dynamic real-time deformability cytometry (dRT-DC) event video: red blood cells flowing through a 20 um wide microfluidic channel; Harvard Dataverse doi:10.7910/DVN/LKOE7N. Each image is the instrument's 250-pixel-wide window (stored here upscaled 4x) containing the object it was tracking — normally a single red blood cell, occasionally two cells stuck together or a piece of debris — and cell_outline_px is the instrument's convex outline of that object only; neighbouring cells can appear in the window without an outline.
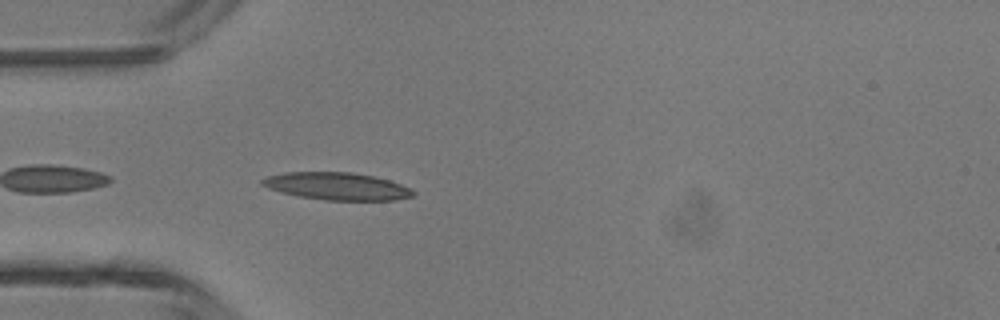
{"species": "common noctule bat (a hibernating species)", "species_latin": "Nyctalus noctula", "temperature_condition": "room temperature", "stored_images_in_passage": 22, "camera_frame_rate_fps": 3000, "um_per_image_px": 0.085, "animal": {"sex": "male", "body_mass_g": 13.3}, "frame": {"image": 1, "passage_image": 2, "time_ms": 0.333, "image_size_px": [1000, 320], "cell_outline_px": [[416, 192], [412, 196], [396, 200], [324, 200], [300, 196], [280, 192], [268, 188], [260, 184], [260, 180], [268, 176], [284, 172], [352, 172], [372, 176], [388, 180], [400, 184]], "centroid_in_image_um": [28.6, 15.83], "position_along_channel_um": 56.4, "area_um2": 23.99}}
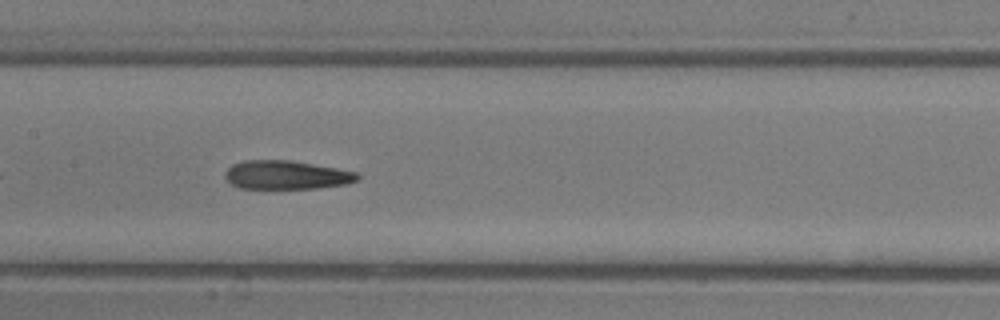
{"frame": {"image": 2, "passage_image": 11, "time_ms": 3.333, "image_size_px": [1000, 320], "cell_outline_px": [[360, 176], [356, 180], [348, 184], [316, 188], [240, 188], [232, 184], [224, 176], [224, 172], [232, 164], [244, 160], [288, 160], [336, 168], [356, 172]], "centroid_in_image_um": [24.32, 14.87], "position_along_channel_um": 183.1, "area_um2": 21.96}}
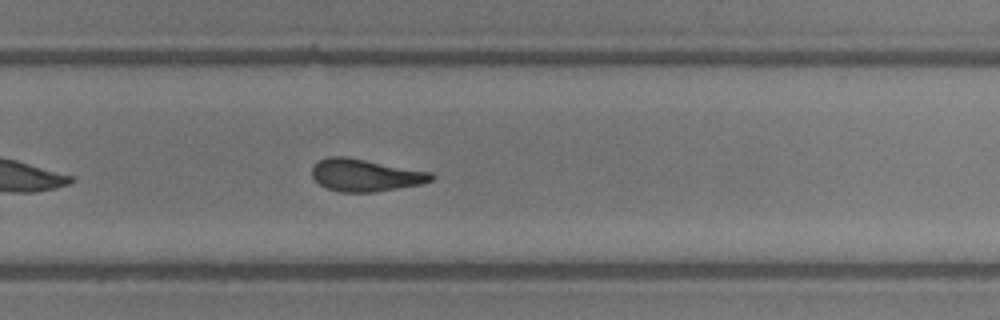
{"frame": {"image": 3, "passage_image": 19, "time_ms": 6.0, "image_size_px": [1000, 320], "cell_outline_px": [[436, 176], [432, 180], [420, 184], [376, 192], [340, 192], [328, 188], [320, 184], [312, 176], [312, 168], [320, 160], [328, 156], [344, 156], [432, 172]], "centroid_in_image_um": [31.07, 14.89], "position_along_channel_um": 298.7, "area_um2": 22.31}}